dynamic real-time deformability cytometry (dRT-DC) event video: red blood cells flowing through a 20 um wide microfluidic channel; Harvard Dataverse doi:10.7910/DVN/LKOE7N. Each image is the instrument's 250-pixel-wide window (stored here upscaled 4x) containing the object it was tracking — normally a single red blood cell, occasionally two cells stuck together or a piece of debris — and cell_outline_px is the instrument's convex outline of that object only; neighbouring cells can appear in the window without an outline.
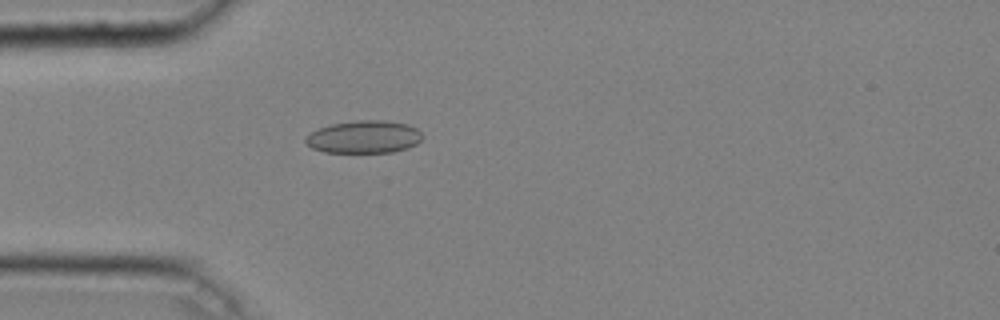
{"species": "common noctule bat (a hibernating species)", "species_latin": "Nyctalus noctula", "temperature_condition": "cold", "stored_images_in_passage": 35, "camera_frame_rate_fps": 3000, "um_per_image_px": 0.085, "animal": {"sex": "male", "body_mass_g": 20.4}, "frame": {"image": 1, "passage_image": 5, "time_ms": 1.333, "image_size_px": [1000, 320], "cell_outline_px": [[424, 136], [416, 144], [408, 148], [392, 152], [324, 152], [312, 148], [304, 140], [304, 136], [328, 124], [356, 120], [388, 120], [408, 124], [416, 128]], "centroid_in_image_um": [30.94, 11.62], "position_along_channel_um": 54.1, "area_um2": 22.37}}
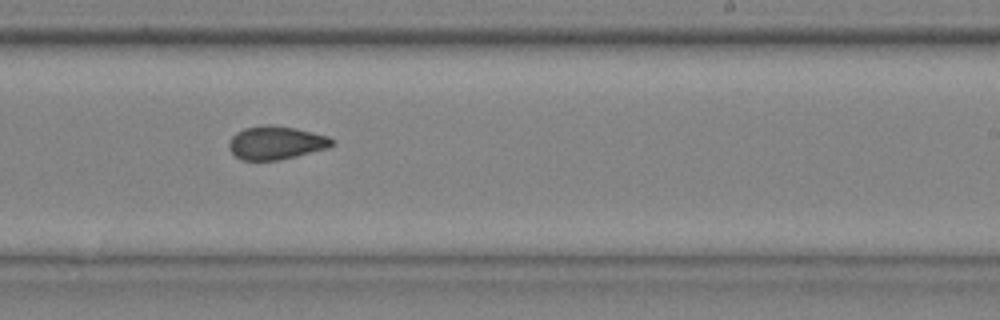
{"frame": {"image": 2, "passage_image": 21, "time_ms": 6.667, "image_size_px": [1000, 320], "cell_outline_px": [[336, 144], [328, 148], [280, 160], [240, 160], [228, 148], [228, 144], [232, 136], [236, 132], [244, 128], [264, 124], [268, 124], [296, 128], [328, 136], [336, 140]], "centroid_in_image_um": [23.47, 12.13], "position_along_channel_um": 265.5, "area_um2": 20.23}}
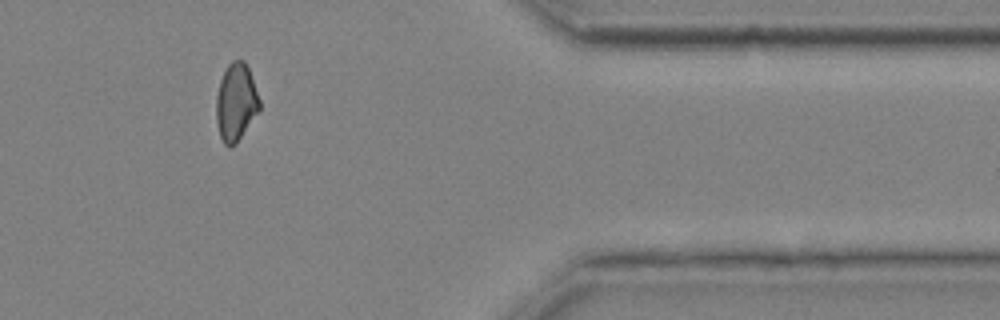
{"frame": {"image": 3, "passage_image": 32, "time_ms": 10.333, "image_size_px": [1000, 320], "cell_outline_px": [[260, 108], [236, 144], [228, 148], [224, 144], [220, 136], [216, 120], [216, 96], [220, 80], [228, 64], [232, 60], [244, 60], [248, 68], [260, 100]], "centroid_in_image_um": [20.04, 8.7], "position_along_channel_um": 391.4, "area_um2": 19.42}, "authors_computed_cell_mechanics": {"area_um2": 20.23, "velocity_mm_per_s": 4.0751, "shape_relaxation_time_tau1_ms": null, "shape_relaxation_time_tau2_ms": 1.7132, "deformation_change_tau1": null, "deformation_change_tau2": 0.0675}}